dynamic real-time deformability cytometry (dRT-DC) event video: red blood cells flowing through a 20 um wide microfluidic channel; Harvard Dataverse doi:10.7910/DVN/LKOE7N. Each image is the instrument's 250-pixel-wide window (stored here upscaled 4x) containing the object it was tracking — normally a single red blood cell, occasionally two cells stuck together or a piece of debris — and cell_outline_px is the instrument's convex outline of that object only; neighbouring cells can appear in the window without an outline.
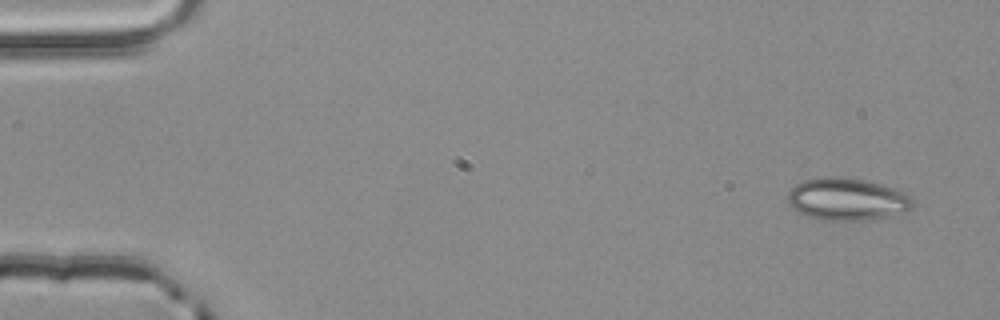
{"species": "common noctule bat (a hibernating species)", "species_latin": "Nyctalus noctula", "temperature_condition": "room temperature", "stored_images_in_passage": 3, "segment_of_instrument_passage": [2, 2], "camera_frame_rate_fps": 3000, "um_per_image_px": 0.085, "animal": {"sex": "male", "body_mass_g": 20.4}, "frame": {"image": 1, "passage_image": 3, "time_ms": 0.667, "image_size_px": [1000, 320], "cell_outline_px": [[916, 200], [912, 208], [904, 212], [888, 216], [868, 220], [816, 220], [804, 216], [792, 208], [788, 204], [788, 192], [796, 184], [804, 180], [824, 176], [836, 176], [864, 180], [896, 188], [908, 192]], "centroid_in_image_um": [72.02, 16.94], "position_along_channel_um": 13.0, "area_um2": 31.44}}